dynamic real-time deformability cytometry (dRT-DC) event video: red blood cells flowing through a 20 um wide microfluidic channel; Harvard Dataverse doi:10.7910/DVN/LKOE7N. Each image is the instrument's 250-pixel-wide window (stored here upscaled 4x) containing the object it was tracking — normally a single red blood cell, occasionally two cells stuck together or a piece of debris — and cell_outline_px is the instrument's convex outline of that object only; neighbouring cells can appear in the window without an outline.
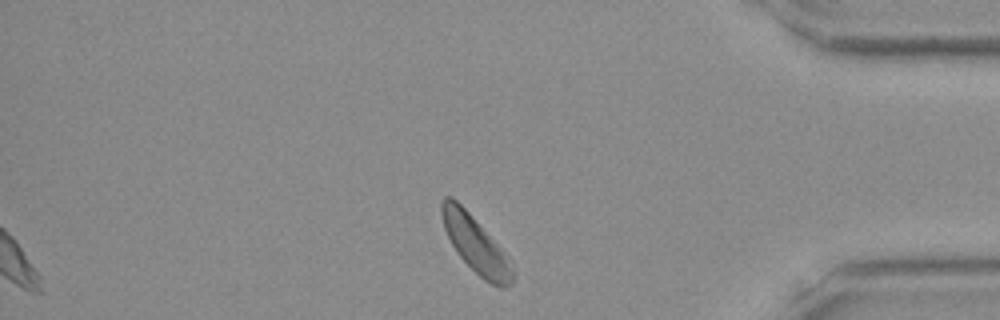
{"species": "Egyptian fruit bat (a non-hibernating species)", "species_latin": "Rousettus aegyptiacus", "temperature_condition": "room temperature", "stored_images_in_passage": 50, "camera_frame_rate_fps": 3000, "um_per_image_px": 0.085, "frame": {"image": 1, "passage_image": 50, "time_ms": 16.333, "image_size_px": [1000, 320], "cell_outline_px": [[516, 280], [512, 284], [504, 288], [500, 288], [484, 280], [456, 252], [444, 228], [440, 212], [440, 200], [444, 196], [452, 196], [472, 216], [496, 244], [516, 272]], "centroid_in_image_um": [40.41, 20.79], "position_along_channel_um": 394.8, "area_um2": 22.83}}